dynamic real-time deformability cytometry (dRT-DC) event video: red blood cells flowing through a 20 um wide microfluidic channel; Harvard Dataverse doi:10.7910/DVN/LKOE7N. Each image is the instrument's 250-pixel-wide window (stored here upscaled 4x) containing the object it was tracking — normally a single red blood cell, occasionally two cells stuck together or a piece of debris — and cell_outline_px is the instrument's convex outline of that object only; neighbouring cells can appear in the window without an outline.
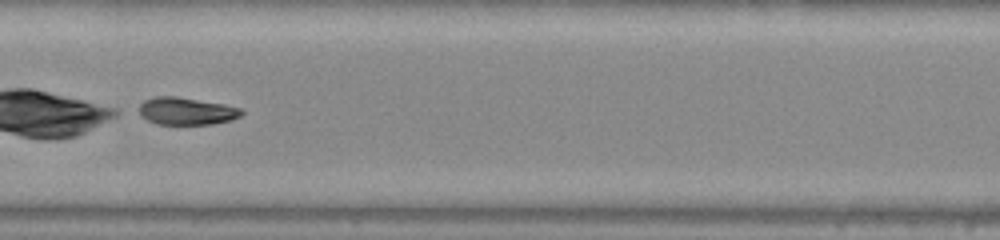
{"species": "common noctule bat (a hibernating species)", "species_latin": "Nyctalus noctula", "temperature_condition": "warm", "stored_images_in_passage": 27, "camera_frame_rate_fps": 3000, "um_per_image_px": 0.085, "animal": {"sex": "male", "body_mass_g": 20.0, "forearm_length_mm": 53.3}, "frame": {"image": 1, "passage_image": 26, "time_ms": 8.333, "image_size_px": [1000, 240], "cell_outline_px": [[244, 112], [240, 116], [232, 120], [212, 124], [156, 124], [132, 112], [144, 100], [156, 96], [176, 96], [224, 104], [240, 108]], "centroid_in_image_um": [15.76, 9.44], "position_along_channel_um": 191.6, "area_um2": 16.7}}